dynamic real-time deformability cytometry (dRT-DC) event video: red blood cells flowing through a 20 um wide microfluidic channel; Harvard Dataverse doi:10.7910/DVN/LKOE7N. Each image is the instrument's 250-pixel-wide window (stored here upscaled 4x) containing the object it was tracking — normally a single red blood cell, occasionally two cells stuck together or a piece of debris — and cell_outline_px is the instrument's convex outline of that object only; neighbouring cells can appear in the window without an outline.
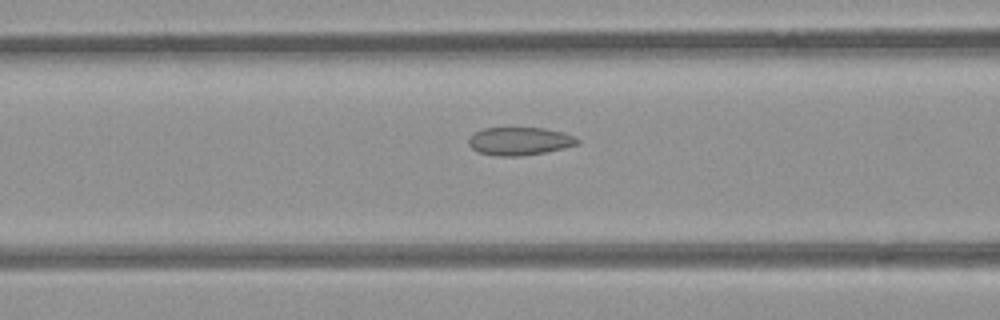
{"species": "common noctule bat (a hibernating species)", "species_latin": "Nyctalus noctula", "temperature_condition": "room temperature", "stored_images_in_passage": 30, "camera_frame_rate_fps": 3000, "um_per_image_px": 0.085, "animal": {"sex": "female", "body_mass_g": 21.9}, "frame": {"image": 1, "passage_image": 9, "time_ms": 2.667, "image_size_px": [1000, 320], "cell_outline_px": [[580, 144], [564, 148], [544, 152], [520, 156], [496, 156], [476, 152], [468, 144], [468, 140], [476, 132], [484, 128], [544, 128], [564, 132], [580, 140]], "centroid_in_image_um": [44.17, 12.0], "position_along_channel_um": 122.4, "area_um2": 17.74}}
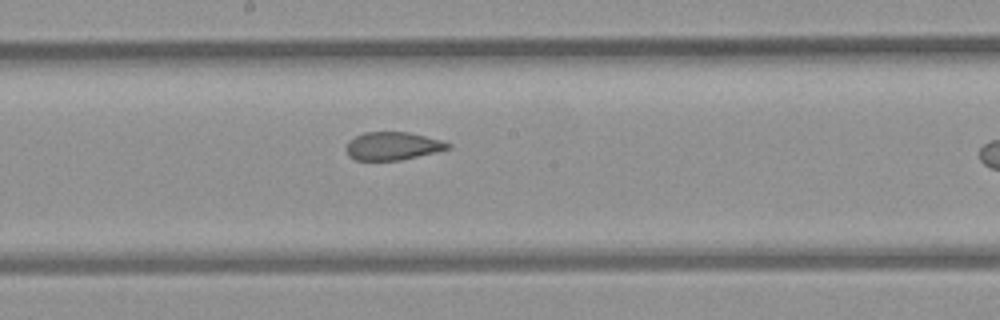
{"frame": {"image": 2, "passage_image": 16, "time_ms": 5.0, "image_size_px": [1000, 320], "cell_outline_px": [[452, 148], [436, 152], [400, 160], [356, 160], [348, 156], [348, 140], [364, 132], [408, 132], [440, 140], [452, 144]], "centroid_in_image_um": [33.4, 12.41], "position_along_channel_um": 214.8, "area_um2": 16.47}}
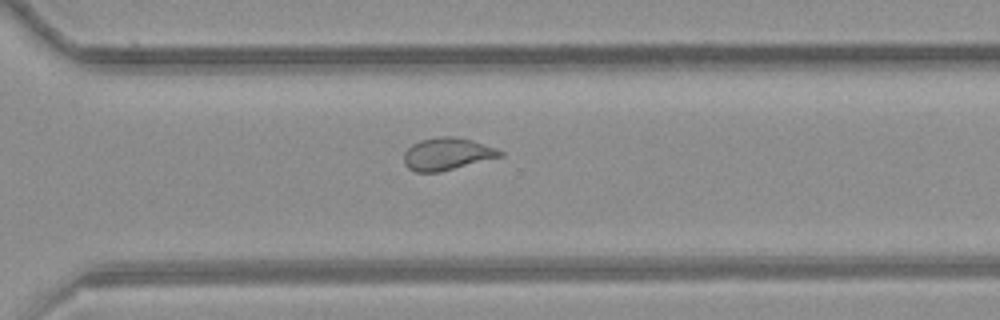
{"frame": {"image": 3, "passage_image": 25, "time_ms": 8.0, "image_size_px": [1000, 320], "cell_outline_px": [[504, 156], [440, 172], [416, 172], [408, 168], [404, 164], [404, 152], [412, 144], [420, 140], [436, 136], [452, 136], [472, 140], [496, 148], [504, 152]], "centroid_in_image_um": [38.01, 13.08], "position_along_channel_um": 332.6, "area_um2": 18.26}}